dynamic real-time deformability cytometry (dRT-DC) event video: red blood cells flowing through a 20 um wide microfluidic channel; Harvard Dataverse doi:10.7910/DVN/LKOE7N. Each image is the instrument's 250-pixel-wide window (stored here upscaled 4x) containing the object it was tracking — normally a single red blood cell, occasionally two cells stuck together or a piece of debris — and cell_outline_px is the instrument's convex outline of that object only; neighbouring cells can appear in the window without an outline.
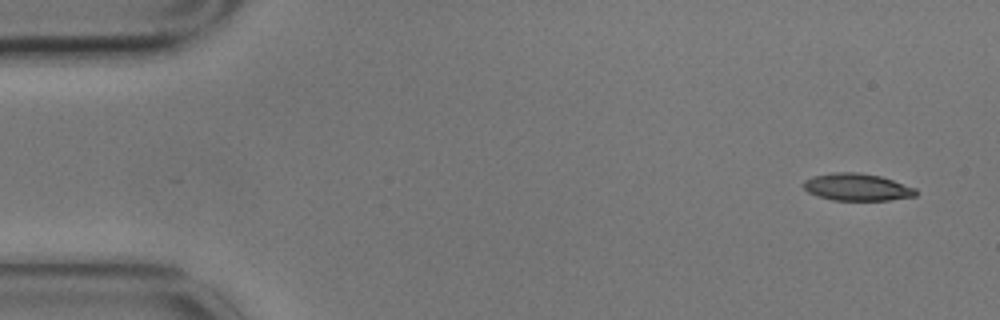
{"species": "common noctule bat (a hibernating species)", "species_latin": "Nyctalus noctula", "temperature_condition": "cold", "stored_images_in_passage": 4, "camera_frame_rate_fps": 3000, "um_per_image_px": 0.085, "animal": {"sex": "male", "body_mass_g": 17.9}, "frame": {"image": 1, "passage_image": 1, "time_ms": 0.0, "image_size_px": [1000, 320], "cell_outline_px": [[916, 196], [888, 200], [832, 200], [808, 192], [800, 184], [804, 180], [812, 176], [832, 172], [860, 172], [880, 176], [916, 188]], "centroid_in_image_um": [72.81, 15.89], "position_along_channel_um": 12.2, "area_um2": 17.86}}
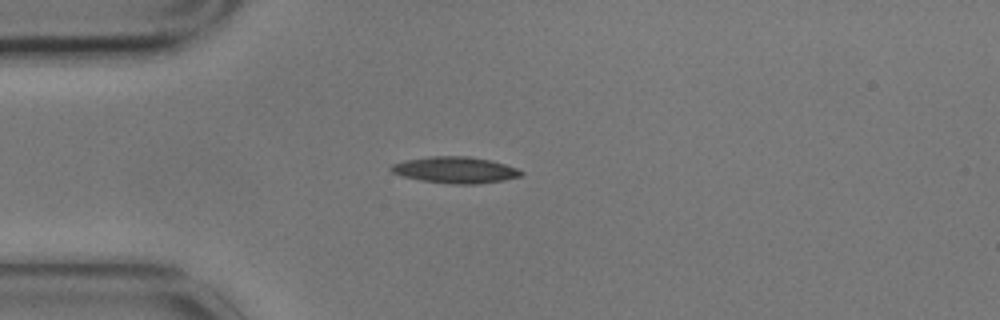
{"frame": {"image": 2, "passage_image": 4, "time_ms": 1.0, "image_size_px": [1000, 320], "cell_outline_px": [[524, 172], [520, 176], [504, 180], [480, 184], [452, 184], [420, 180], [404, 176], [392, 172], [388, 168], [392, 164], [408, 160], [428, 156], [468, 156], [488, 160], [504, 164], [516, 168]], "centroid_in_image_um": [38.69, 14.45], "position_along_channel_um": 46.3, "area_um2": 19.83}}